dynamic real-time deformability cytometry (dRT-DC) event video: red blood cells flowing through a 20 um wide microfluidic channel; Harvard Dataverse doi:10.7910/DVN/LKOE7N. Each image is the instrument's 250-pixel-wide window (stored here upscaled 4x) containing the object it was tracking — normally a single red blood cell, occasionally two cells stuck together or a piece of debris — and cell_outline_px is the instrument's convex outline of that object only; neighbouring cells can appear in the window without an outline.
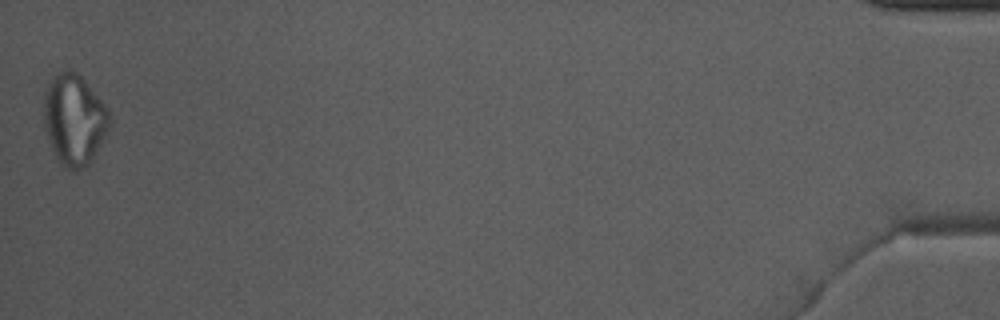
{"species": "Egyptian fruit bat (a non-hibernating species)", "species_latin": "Rousettus aegyptiacus", "temperature_condition": "warm", "stored_images_in_passage": 41, "camera_frame_rate_fps": 3000, "um_per_image_px": 0.085, "animal": {"sex": "male"}, "frame": {"image": 1, "passage_image": 41, "time_ms": 13.333, "image_size_px": [1000, 320], "cell_outline_px": [[112, 120], [92, 160], [88, 164], [72, 172], [64, 168], [60, 164], [48, 144], [44, 124], [44, 96], [48, 84], [64, 68], [72, 68], [84, 80], [104, 104]], "centroid_in_image_um": [6.28, 10.19], "position_along_channel_um": 428.9, "area_um2": 34.68}}